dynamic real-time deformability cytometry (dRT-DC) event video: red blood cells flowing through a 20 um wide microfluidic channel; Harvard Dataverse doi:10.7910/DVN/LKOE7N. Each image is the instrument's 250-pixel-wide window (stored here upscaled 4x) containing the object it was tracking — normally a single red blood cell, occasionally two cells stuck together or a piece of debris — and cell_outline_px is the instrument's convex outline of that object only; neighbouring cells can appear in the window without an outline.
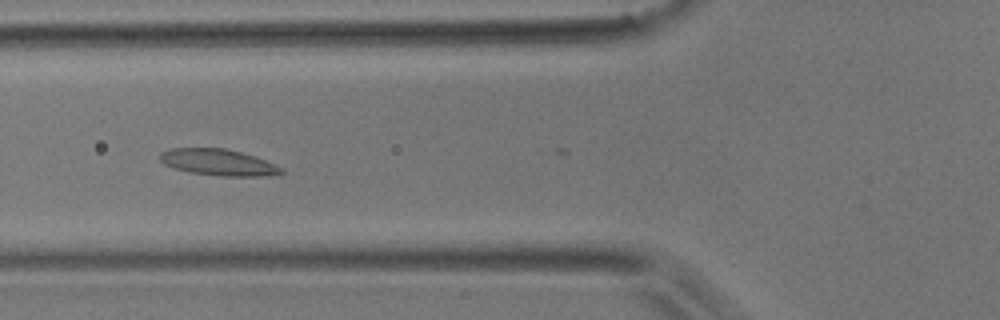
{"species": "common noctule bat (a hibernating species)", "species_latin": "Nyctalus noctula", "temperature_condition": "room temperature", "stored_images_in_passage": 21, "camera_frame_rate_fps": 3000, "um_per_image_px": 0.085, "animal": {"sex": "male", "body_mass_g": 17.9}, "frame": {"image": 1, "passage_image": 20, "time_ms": 6.333, "image_size_px": [1000, 320], "cell_outline_px": [[284, 172], [268, 176], [220, 176], [188, 172], [172, 168], [164, 164], [160, 160], [160, 152], [172, 148], [224, 148], [240, 152], [276, 164], [284, 168]], "centroid_in_image_um": [18.54, 13.81], "position_along_channel_um": 107.3, "area_um2": 18.67}}